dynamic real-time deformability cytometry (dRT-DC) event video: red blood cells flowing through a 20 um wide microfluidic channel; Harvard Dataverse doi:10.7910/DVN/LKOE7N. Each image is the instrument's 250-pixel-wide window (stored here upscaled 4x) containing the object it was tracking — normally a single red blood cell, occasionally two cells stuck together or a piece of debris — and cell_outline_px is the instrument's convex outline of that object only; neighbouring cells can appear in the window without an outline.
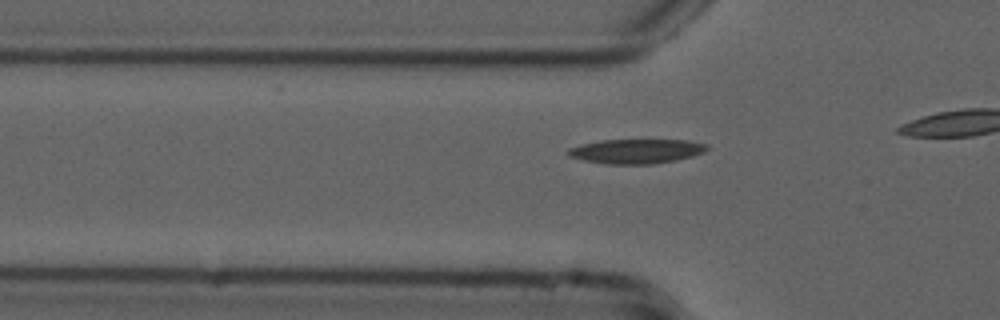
{"species": "common noctule bat (a hibernating species)", "species_latin": "Nyctalus noctula", "temperature_condition": "cold", "stored_images_in_passage": 14, "camera_frame_rate_fps": 3000, "um_per_image_px": 0.085, "animal": {"sex": "male", "forearm_length_mm": 52.5}, "frame": {"image": 1, "passage_image": 8, "time_ms": 2.333, "image_size_px": [1000, 320], "cell_outline_px": [[708, 148], [704, 152], [692, 156], [676, 160], [652, 164], [604, 164], [584, 160], [568, 156], [564, 152], [568, 148], [580, 144], [600, 140], [688, 140], [708, 144]], "centroid_in_image_um": [54.04, 12.85], "position_along_channel_um": 71.8, "area_um2": 20.0}}
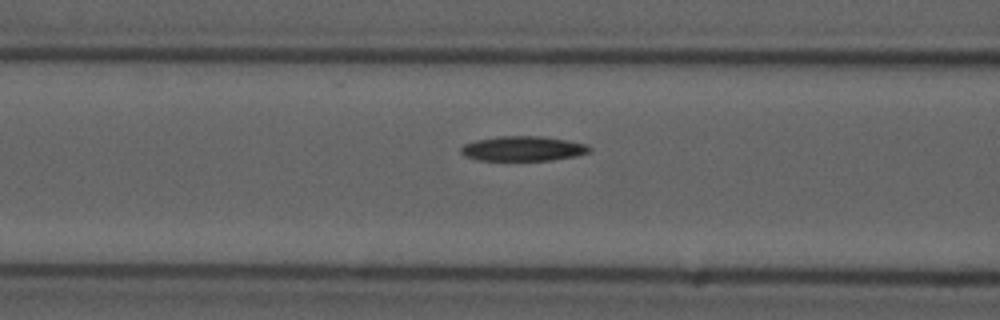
{"frame": {"image": 2, "passage_image": 12, "time_ms": 3.667, "image_size_px": [1000, 320], "cell_outline_px": [[592, 152], [576, 156], [552, 160], [476, 160], [464, 156], [460, 152], [460, 148], [464, 144], [476, 140], [500, 136], [540, 136], [564, 140], [584, 144], [592, 148]], "centroid_in_image_um": [44.43, 12.64], "position_along_channel_um": 122.2, "area_um2": 18.55}}